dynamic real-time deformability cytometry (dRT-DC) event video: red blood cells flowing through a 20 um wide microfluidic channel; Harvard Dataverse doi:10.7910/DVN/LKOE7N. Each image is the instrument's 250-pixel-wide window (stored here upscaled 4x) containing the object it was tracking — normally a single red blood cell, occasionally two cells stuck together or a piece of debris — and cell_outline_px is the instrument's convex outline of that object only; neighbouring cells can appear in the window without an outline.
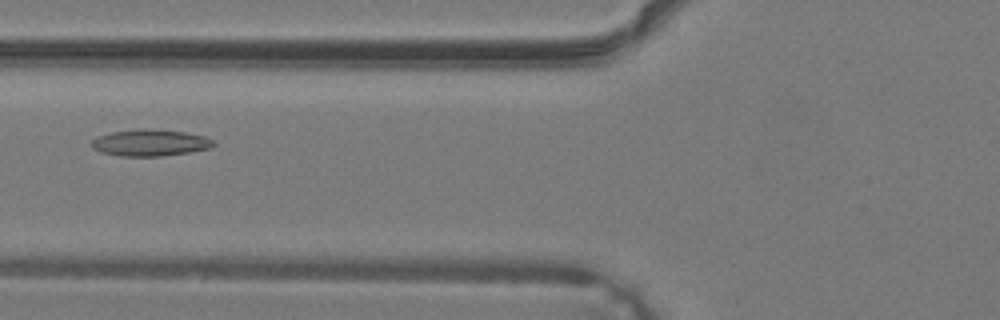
{"species": "common noctule bat (a hibernating species)", "species_latin": "Nyctalus noctula", "temperature_condition": "warm", "stored_images_in_passage": 25, "camera_frame_rate_fps": 3000, "um_per_image_px": 0.085, "animal": {"sex": "male", "body_mass_g": 19.2, "forearm_length_mm": 51.8}, "frame": {"image": 1, "passage_image": 6, "time_ms": 1.667, "image_size_px": [1000, 320], "cell_outline_px": [[216, 144], [208, 148], [188, 152], [160, 156], [120, 156], [100, 152], [92, 148], [92, 140], [96, 136], [112, 132], [144, 128], [184, 132], [204, 136], [212, 140]], "centroid_in_image_um": [12.72, 12.13], "position_along_channel_um": 113.1, "area_um2": 18.73}}
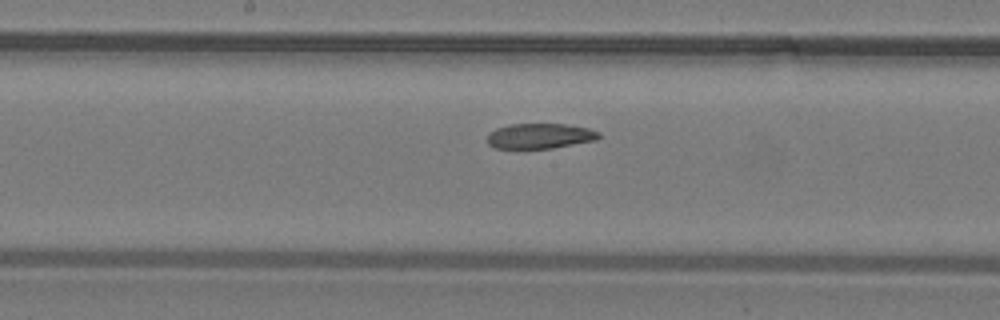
{"frame": {"image": 2, "passage_image": 11, "time_ms": 3.333, "image_size_px": [1000, 320], "cell_outline_px": [[600, 136], [596, 140], [552, 148], [496, 148], [488, 144], [488, 132], [496, 128], [508, 124], [564, 124], [588, 128], [600, 132]], "centroid_in_image_um": [45.88, 11.55], "position_along_channel_um": 202.3, "area_um2": 16.36}}
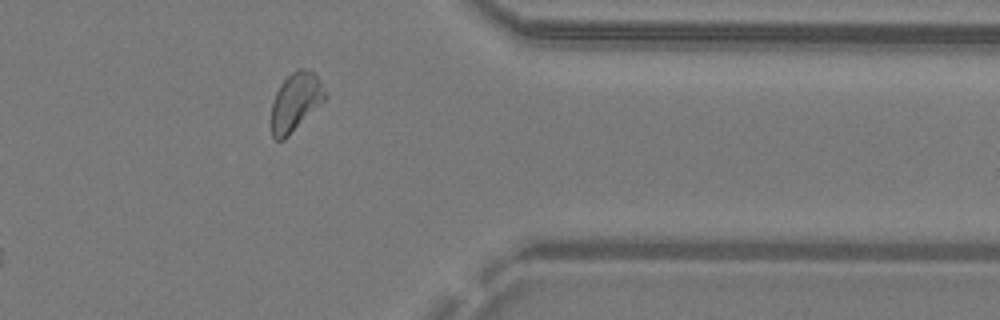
{"frame": {"image": 3, "passage_image": 22, "time_ms": 7.0, "image_size_px": [1000, 320], "cell_outline_px": [[328, 96], [284, 140], [276, 140], [272, 136], [272, 104], [276, 92], [280, 84], [296, 68], [300, 68], [312, 72], [316, 76]], "centroid_in_image_um": [25.11, 8.66], "position_along_channel_um": 386.3, "area_um2": 17.8}}